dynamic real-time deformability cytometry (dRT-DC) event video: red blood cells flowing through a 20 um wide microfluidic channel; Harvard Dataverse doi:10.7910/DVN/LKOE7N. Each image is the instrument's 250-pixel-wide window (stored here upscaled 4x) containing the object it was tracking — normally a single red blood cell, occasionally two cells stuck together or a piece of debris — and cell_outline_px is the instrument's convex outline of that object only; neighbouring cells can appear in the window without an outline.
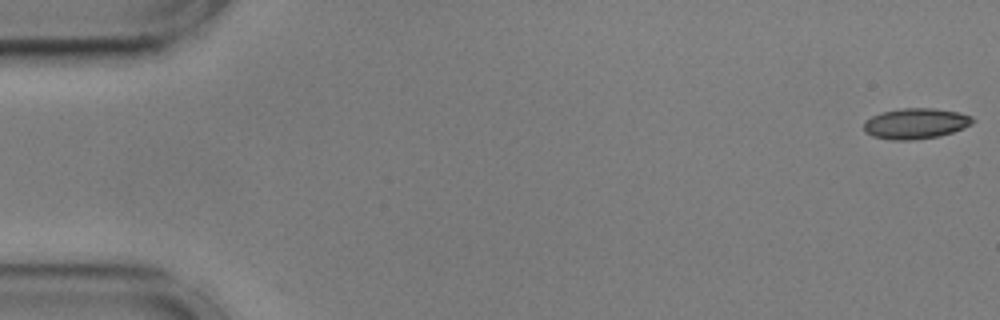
{"species": "common noctule bat (a hibernating species)", "species_latin": "Nyctalus noctula", "temperature_condition": "cold", "stored_images_in_passage": 11, "camera_frame_rate_fps": 3000, "um_per_image_px": 0.085, "animal": {"sex": "male", "body_mass_g": 17.9, "forearm_length_mm": 54.2}, "frame": {"image": 1, "passage_image": 1, "time_ms": 0.0, "image_size_px": [1000, 320], "cell_outline_px": [[976, 120], [972, 124], [964, 128], [952, 132], [936, 136], [912, 140], [892, 140], [872, 136], [864, 132], [864, 120], [880, 112], [904, 108], [932, 108], [956, 112], [972, 116]], "centroid_in_image_um": [77.81, 10.5], "position_along_channel_um": 7.2, "area_um2": 19.42}}